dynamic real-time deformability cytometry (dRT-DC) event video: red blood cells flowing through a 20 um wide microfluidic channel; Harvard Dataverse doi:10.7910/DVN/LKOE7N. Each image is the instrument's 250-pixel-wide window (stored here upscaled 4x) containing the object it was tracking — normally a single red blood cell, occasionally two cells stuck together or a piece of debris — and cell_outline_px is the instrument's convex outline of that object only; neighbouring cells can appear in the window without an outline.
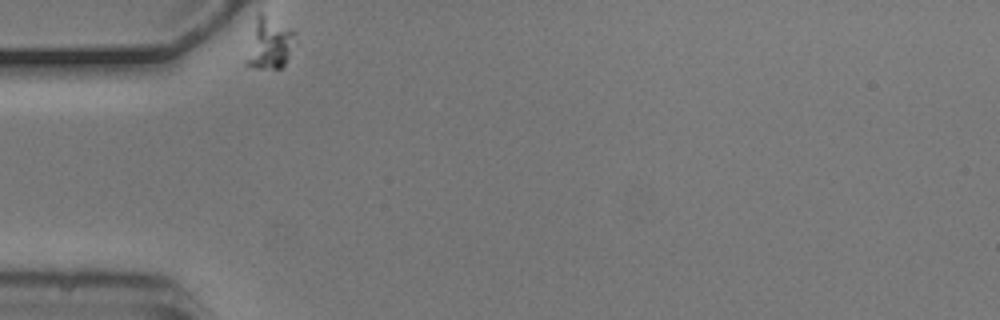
{"species": "common noctule bat (a hibernating species)", "species_latin": "Nyctalus noctula", "temperature_condition": "cold", "stored_images_in_passage": 2, "camera_frame_rate_fps": 3000, "um_per_image_px": 0.085, "animal": {"sex": "male", "body_mass_g": 20.5, "forearm_length_mm": 52.5}, "frame": {"image": 1, "passage_image": 1, "time_ms": 0.0, "image_size_px": [1000, 320], "cell_outline_px": [[296, 32], [288, 56], [284, 64], [280, 68], [256, 68], [244, 64], [244, 60], [256, 12], [260, 12]], "centroid_in_image_um": [22.82, 3.68], "position_along_channel_um": 62.2, "area_um2": 14.51}}
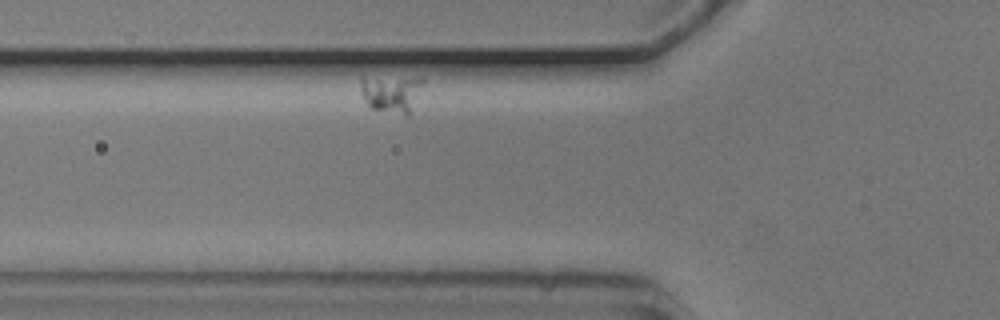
{"frame": {"image": 2, "passage_image": 2, "time_ms": 0.333, "image_size_px": [1000, 320], "cell_outline_px": [[424, 84], [408, 116], [404, 116], [372, 108], [364, 100], [360, 92], [360, 80], [420, 76], [424, 76]], "centroid_in_image_um": [33.35, 7.96], "position_along_channel_um": 92.5, "area_um2": 13.58}}